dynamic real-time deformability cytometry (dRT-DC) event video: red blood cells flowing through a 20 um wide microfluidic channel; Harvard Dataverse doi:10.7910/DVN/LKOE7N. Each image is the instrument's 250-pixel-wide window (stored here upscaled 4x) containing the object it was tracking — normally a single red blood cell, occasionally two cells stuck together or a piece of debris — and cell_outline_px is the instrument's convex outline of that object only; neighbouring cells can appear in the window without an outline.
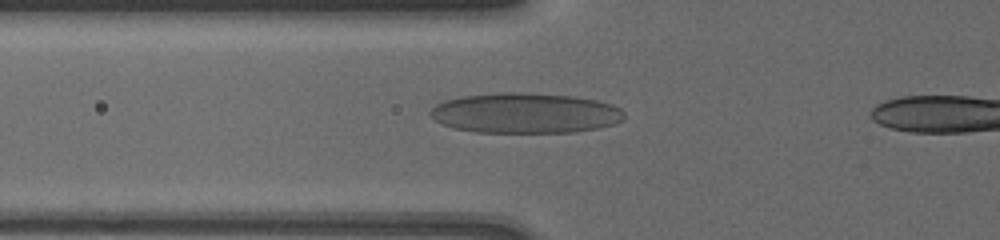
{"species": "human", "species_latin": "Homo sapiens", "temperature_condition": "cold", "stored_images_in_passage": 3, "camera_frame_rate_fps": 3000, "um_per_image_px": 0.085, "donor": {"sex": "male"}, "frame": {"image": 1, "passage_image": 2, "time_ms": 0.667, "image_size_px": [1000, 240], "cell_outline_px": [[624, 120], [612, 124], [596, 128], [572, 132], [476, 132], [456, 128], [444, 124], [436, 120], [432, 116], [432, 108], [436, 104], [444, 100], [464, 96], [500, 92], [520, 92], [572, 96], [596, 100], [612, 104], [620, 108], [624, 112]], "centroid_in_image_um": [44.67, 9.6], "position_along_channel_um": 81.1, "area_um2": 45.14}}